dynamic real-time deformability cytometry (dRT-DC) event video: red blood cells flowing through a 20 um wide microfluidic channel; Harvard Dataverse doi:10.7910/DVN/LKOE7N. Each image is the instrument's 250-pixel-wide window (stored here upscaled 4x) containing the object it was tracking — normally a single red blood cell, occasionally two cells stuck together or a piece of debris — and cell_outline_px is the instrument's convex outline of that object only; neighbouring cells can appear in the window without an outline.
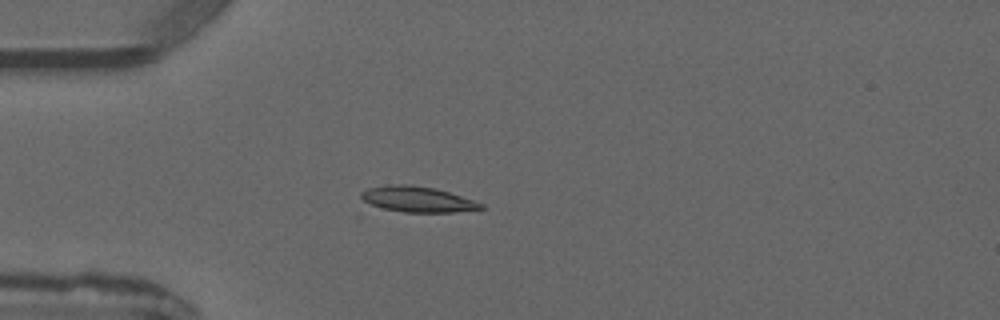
{"species": "common noctule bat (a hibernating species)", "species_latin": "Nyctalus noctula", "temperature_condition": "warm", "stored_images_in_passage": 2, "camera_frame_rate_fps": 3000, "um_per_image_px": 0.085, "animal": {"sex": "male", "forearm_length_mm": 52.5}, "frame": {"image": 1, "passage_image": 2, "time_ms": 2.0, "image_size_px": [1000, 320], "cell_outline_px": [[484, 208], [452, 212], [404, 212], [384, 208], [372, 204], [364, 200], [360, 196], [360, 192], [368, 188], [388, 184], [408, 184], [432, 188], [448, 192], [484, 204]], "centroid_in_image_um": [35.46, 16.93], "position_along_channel_um": 49.5, "area_um2": 17.51}}